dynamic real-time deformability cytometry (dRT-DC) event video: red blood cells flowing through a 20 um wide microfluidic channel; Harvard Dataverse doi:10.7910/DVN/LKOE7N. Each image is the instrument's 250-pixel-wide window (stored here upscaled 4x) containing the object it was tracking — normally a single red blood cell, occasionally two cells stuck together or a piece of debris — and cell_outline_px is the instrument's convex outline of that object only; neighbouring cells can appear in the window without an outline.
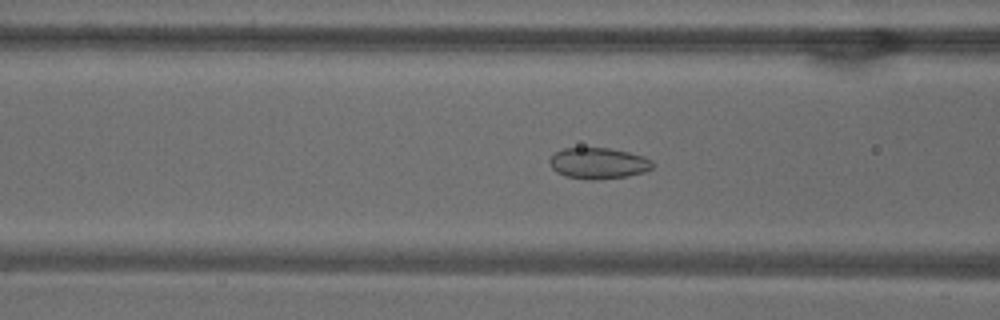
{"species": "common noctule bat (a hibernating species)", "species_latin": "Nyctalus noctula", "temperature_condition": "warm", "stored_images_in_passage": 53, "camera_frame_rate_fps": 3000, "um_per_image_px": 0.085, "animal": {"sex": "male", "body_mass_g": 18.8}, "frame": {"image": 1, "passage_image": 21, "time_ms": 6.667, "image_size_px": [1000, 320], "cell_outline_px": [[656, 164], [652, 168], [644, 172], [628, 176], [596, 180], [592, 180], [564, 176], [556, 172], [552, 168], [548, 160], [556, 152], [564, 148], [608, 148], [628, 152], [644, 156], [652, 160]], "centroid_in_image_um": [50.88, 13.88], "position_along_channel_um": 115.7, "area_um2": 18.79}}
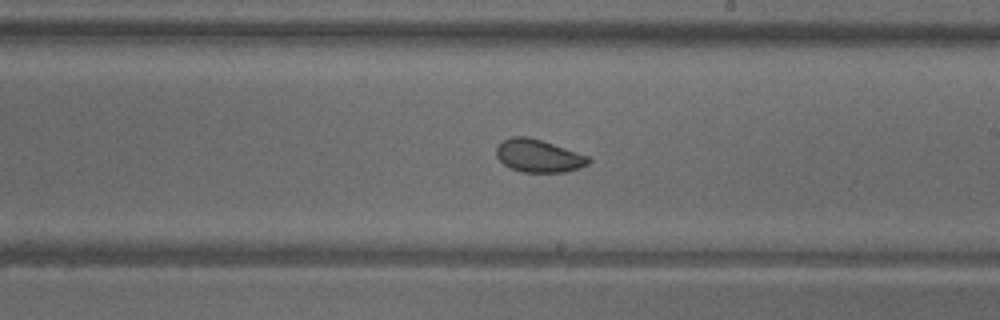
{"frame": {"image": 2, "passage_image": 31, "time_ms": 10.0, "image_size_px": [1000, 320], "cell_outline_px": [[592, 160], [588, 164], [580, 168], [564, 172], [524, 172], [512, 168], [504, 164], [496, 156], [496, 148], [504, 140], [512, 136], [528, 136], [588, 156]], "centroid_in_image_um": [45.78, 13.25], "position_along_channel_um": 243.2, "area_um2": 17.34}}
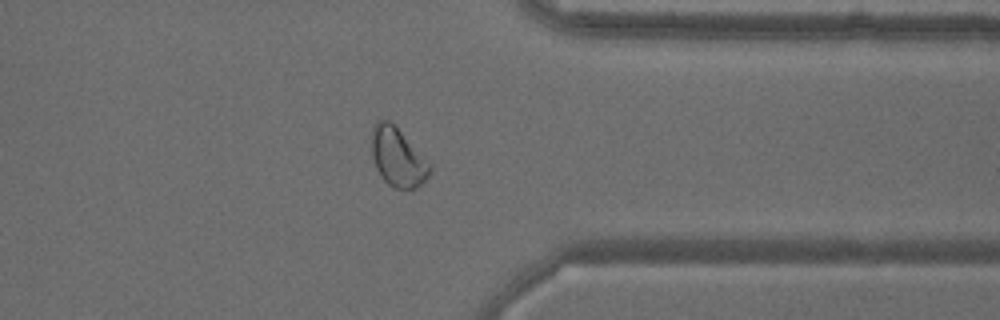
{"frame": {"image": 3, "passage_image": 42, "time_ms": 13.667, "image_size_px": [1000, 320], "cell_outline_px": [[432, 168], [428, 176], [416, 188], [392, 188], [380, 176], [376, 168], [372, 156], [372, 128], [376, 120], [388, 120], [432, 164]], "centroid_in_image_um": [33.8, 13.38], "position_along_channel_um": 377.6, "area_um2": 19.65}, "authors_computed_cell_mechanics": {"area_um2": 21.2704, "velocity_mm_per_s": 3.825, "shape_relaxation_time_tau1_ms": null, "shape_relaxation_time_tau2_ms": 1.1084, "deformation_change_tau1": null, "deformation_change_tau2": 0.0464}}